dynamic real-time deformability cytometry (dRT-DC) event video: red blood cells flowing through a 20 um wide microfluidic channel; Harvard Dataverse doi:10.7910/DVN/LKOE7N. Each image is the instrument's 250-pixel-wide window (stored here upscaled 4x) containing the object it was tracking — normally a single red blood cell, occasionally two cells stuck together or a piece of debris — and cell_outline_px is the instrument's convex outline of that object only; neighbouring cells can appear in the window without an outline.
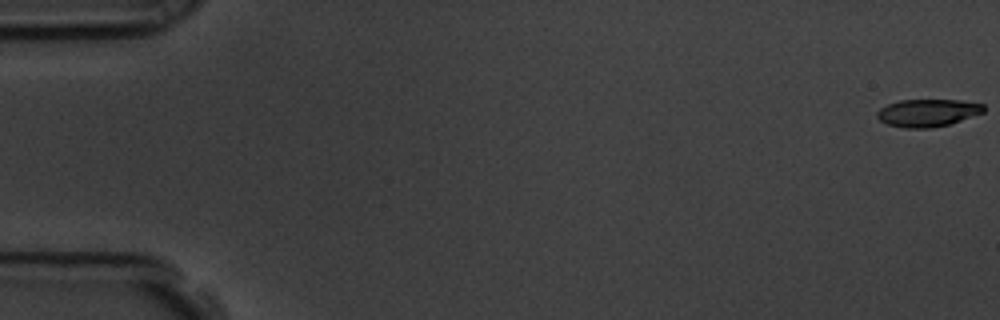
{"species": "common noctule bat (a hibernating species)", "species_latin": "Nyctalus noctula", "temperature_condition": "room temperature", "stored_images_in_passage": 58, "camera_frame_rate_fps": 3000, "um_per_image_px": 0.085, "animal": {"sex": "male", "body_mass_g": 19.5, "forearm_length_mm": 54.6}, "frame": {"image": 1, "passage_image": 1, "time_ms": 0.0, "image_size_px": [1000, 320], "cell_outline_px": [[984, 112], [948, 124], [932, 128], [904, 128], [888, 124], [880, 120], [876, 116], [876, 112], [880, 108], [888, 104], [900, 100], [960, 100], [984, 104]], "centroid_in_image_um": [78.83, 9.58], "position_along_channel_um": 6.2, "area_um2": 16.99}}
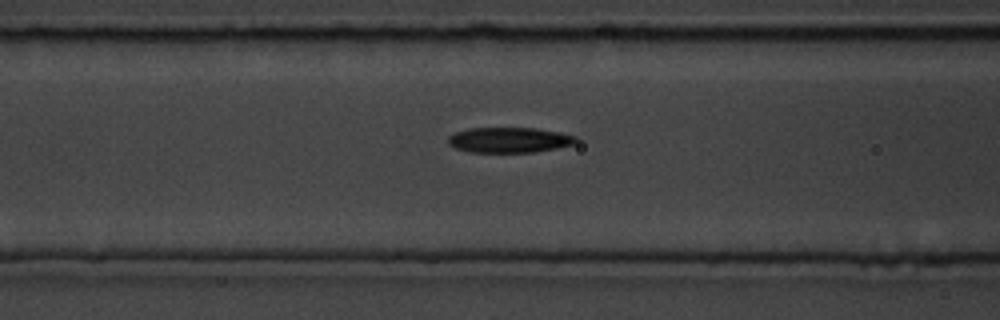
{"frame": {"image": 2, "passage_image": 24, "time_ms": 7.667, "image_size_px": [1000, 320], "cell_outline_px": [[576, 140], [572, 144], [556, 148], [532, 152], [472, 152], [456, 148], [448, 144], [448, 136], [456, 132], [472, 128], [536, 128], [560, 132], [576, 136]], "centroid_in_image_um": [43.27, 11.89], "position_along_channel_um": 123.3, "area_um2": 18.67}}
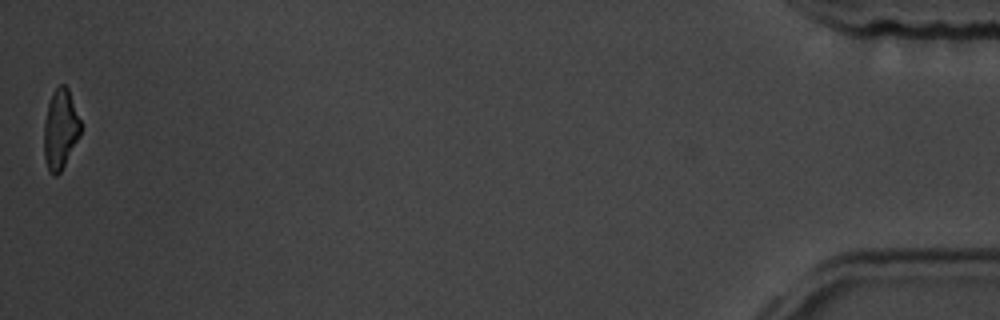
{"frame": {"image": 3, "passage_image": 58, "time_ms": 19.0, "image_size_px": [1000, 320], "cell_outline_px": [[80, 136], [60, 172], [56, 176], [52, 176], [48, 168], [44, 156], [44, 124], [48, 104], [52, 92], [60, 84], [64, 84], [68, 88], [80, 120]], "centroid_in_image_um": [5.12, 10.98], "position_along_channel_um": 430.1, "area_um2": 16.88}, "authors_computed_cell_mechanics": {"area_um2": 18.8139, "velocity_mm_per_s": 3.5682, "shape_relaxation_time_tau1_ms": 4.6403, "shape_relaxation_time_tau2_ms": 7.7831, "deformation_change_tau1": 0.1681, "deformation_change_tau2": 0.191}}